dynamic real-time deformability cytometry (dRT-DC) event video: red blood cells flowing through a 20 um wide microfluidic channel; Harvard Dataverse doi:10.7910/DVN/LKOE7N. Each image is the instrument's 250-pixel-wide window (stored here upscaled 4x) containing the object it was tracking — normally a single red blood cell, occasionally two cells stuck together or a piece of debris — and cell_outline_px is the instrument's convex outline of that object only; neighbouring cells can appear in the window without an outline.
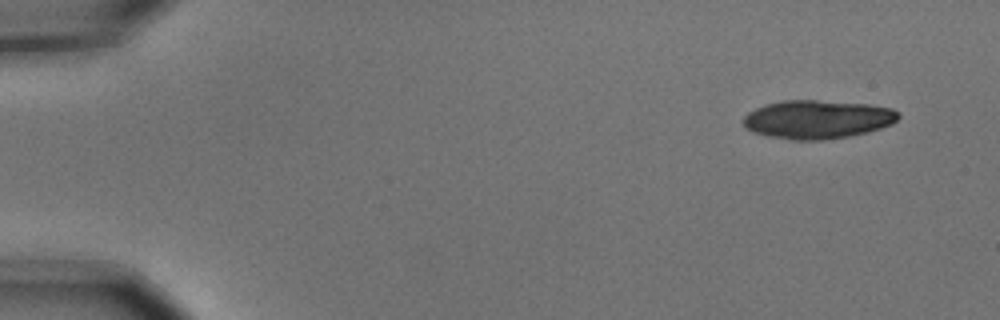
{"species": "common noctule bat (a hibernating species)", "species_latin": "Nyctalus noctula", "temperature_condition": "cold", "stored_images_in_passage": 6, "segment_of_instrument_passage": [2, 2], "camera_frame_rate_fps": 3000, "um_per_image_px": 0.085, "animal": {"sex": "male", "body_mass_g": 15.6}, "frame": {"image": 1, "passage_image": 6, "time_ms": 1.667, "image_size_px": [1000, 320], "cell_outline_px": [[900, 116], [892, 124], [868, 132], [848, 136], [820, 140], [788, 140], [768, 136], [752, 132], [744, 128], [744, 116], [748, 112], [764, 104], [784, 100], [816, 100], [868, 104], [892, 108], [900, 112]], "centroid_in_image_um": [69.47, 10.15], "position_along_channel_um": 15.5, "area_um2": 35.03}}